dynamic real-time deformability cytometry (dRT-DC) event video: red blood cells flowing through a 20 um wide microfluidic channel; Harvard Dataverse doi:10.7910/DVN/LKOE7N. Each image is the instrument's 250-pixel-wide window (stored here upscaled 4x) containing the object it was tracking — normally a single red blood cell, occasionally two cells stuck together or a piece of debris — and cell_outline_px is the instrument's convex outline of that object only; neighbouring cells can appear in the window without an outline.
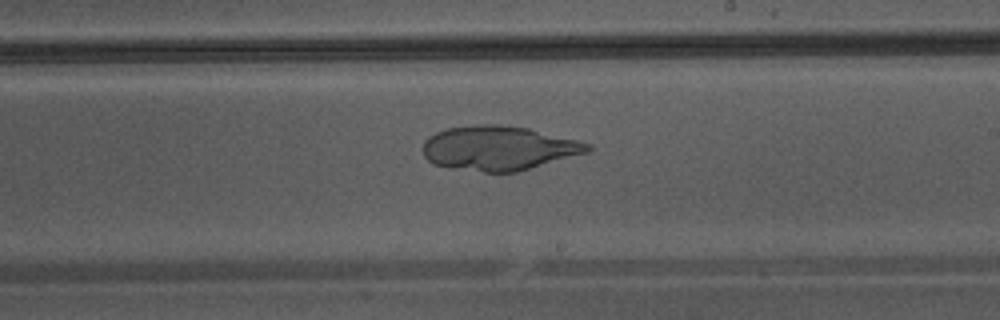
{"species": "Egyptian fruit bat (a non-hibernating species)", "species_latin": "Rousettus aegyptiacus", "temperature_condition": "warm", "stored_images_in_passage": 42, "camera_frame_rate_fps": 3000, "um_per_image_px": 0.085, "animal": {"sex": "male"}, "frame": {"image": 1, "passage_image": 24, "time_ms": 7.667, "image_size_px": [1000, 320], "cell_outline_px": [[592, 148], [588, 152], [516, 172], [484, 172], [452, 168], [432, 164], [424, 156], [424, 140], [428, 136], [436, 132], [448, 128], [484, 124], [500, 124], [528, 128], [592, 144]], "centroid_in_image_um": [42.37, 12.59], "position_along_channel_um": 246.6, "area_um2": 42.43}}